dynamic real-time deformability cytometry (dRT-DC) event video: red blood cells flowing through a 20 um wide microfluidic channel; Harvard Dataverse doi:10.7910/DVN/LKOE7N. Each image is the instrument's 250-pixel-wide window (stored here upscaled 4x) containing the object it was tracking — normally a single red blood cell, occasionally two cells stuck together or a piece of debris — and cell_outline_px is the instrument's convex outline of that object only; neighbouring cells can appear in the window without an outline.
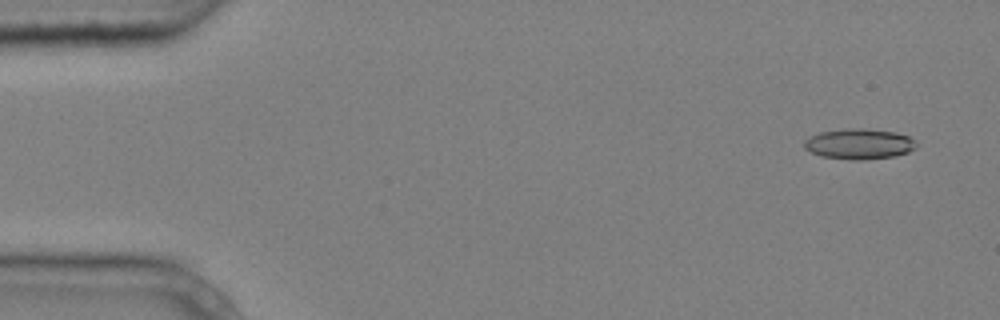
{"species": "common noctule bat (a hibernating species)", "species_latin": "Nyctalus noctula", "temperature_condition": "cold", "stored_images_in_passage": 9, "camera_frame_rate_fps": 3000, "um_per_image_px": 0.085, "animal": {"sex": "male", "body_mass_g": 20.4}, "frame": {"image": 1, "passage_image": 1, "time_ms": 0.0, "image_size_px": [1000, 320], "cell_outline_px": [[916, 148], [908, 152], [892, 156], [864, 160], [852, 160], [820, 156], [804, 148], [804, 140], [820, 132], [848, 128], [864, 128], [896, 132], [908, 136], [916, 144]], "centroid_in_image_um": [73.01, 12.23], "position_along_channel_um": 12.0, "area_um2": 19.83}}
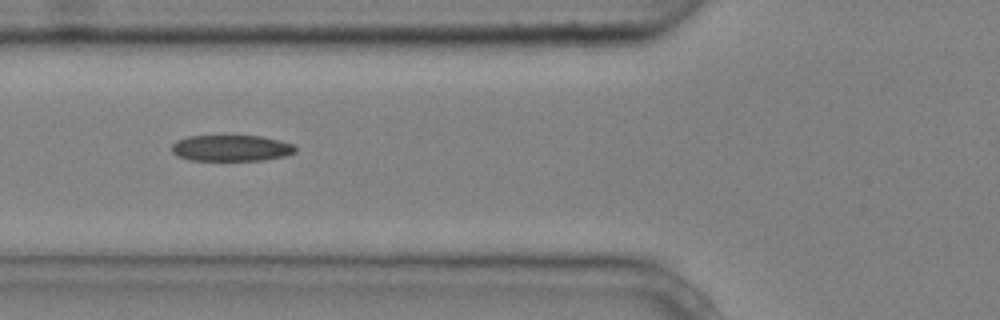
{"frame": {"image": 2, "passage_image": 6, "time_ms": 1.667, "image_size_px": [1000, 320], "cell_outline_px": [[296, 152], [284, 156], [264, 160], [188, 160], [176, 156], [172, 152], [172, 144], [176, 140], [188, 136], [260, 136], [280, 140], [292, 144], [296, 148]], "centroid_in_image_um": [19.63, 12.59], "position_along_channel_um": 106.2, "area_um2": 18.9}}